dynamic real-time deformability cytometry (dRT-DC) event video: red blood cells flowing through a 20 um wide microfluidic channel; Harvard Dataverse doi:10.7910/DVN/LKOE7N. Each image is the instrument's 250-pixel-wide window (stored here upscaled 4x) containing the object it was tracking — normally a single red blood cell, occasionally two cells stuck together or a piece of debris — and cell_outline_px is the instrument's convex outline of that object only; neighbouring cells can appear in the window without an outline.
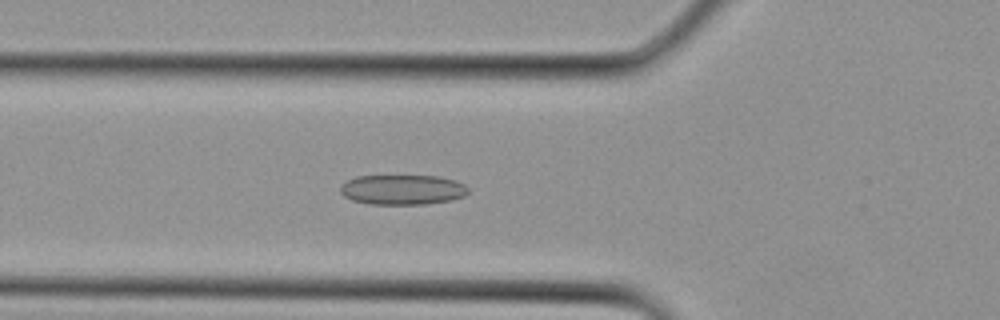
{"species": "Egyptian fruit bat (a non-hibernating species)", "species_latin": "Rousettus aegyptiacus", "temperature_condition": "cold", "stored_images_in_passage": 30, "camera_frame_rate_fps": 3000, "um_per_image_px": 0.085, "animal": {"sex": "female"}, "frame": {"image": 1, "passage_image": 10, "time_ms": 3.0, "image_size_px": [1000, 320], "cell_outline_px": [[468, 192], [464, 196], [452, 200], [428, 204], [368, 204], [352, 200], [344, 196], [340, 192], [340, 184], [356, 176], [440, 176], [456, 180], [464, 184], [468, 188]], "centroid_in_image_um": [34.22, 16.12], "position_along_channel_um": 91.6, "area_um2": 22.54}}
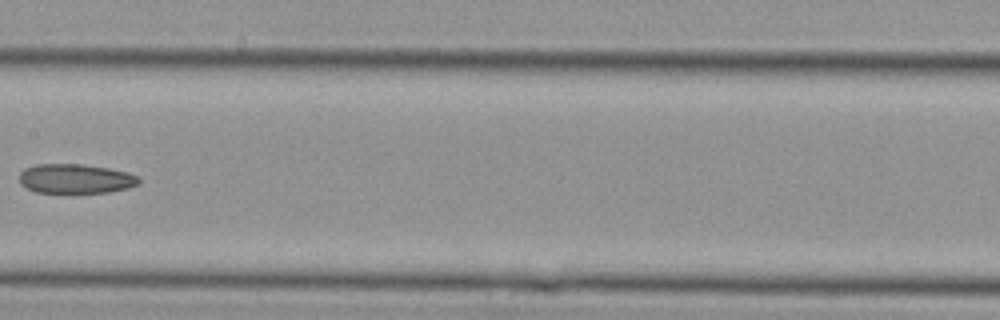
{"frame": {"image": 2, "passage_image": 15, "time_ms": 4.667, "image_size_px": [1000, 320], "cell_outline_px": [[140, 184], [128, 188], [108, 192], [36, 192], [24, 188], [20, 184], [20, 172], [24, 168], [36, 164], [80, 164], [108, 168], [128, 172], [136, 176], [140, 180]], "centroid_in_image_um": [6.4, 15.18], "position_along_channel_um": 201.0, "area_um2": 20.52}}
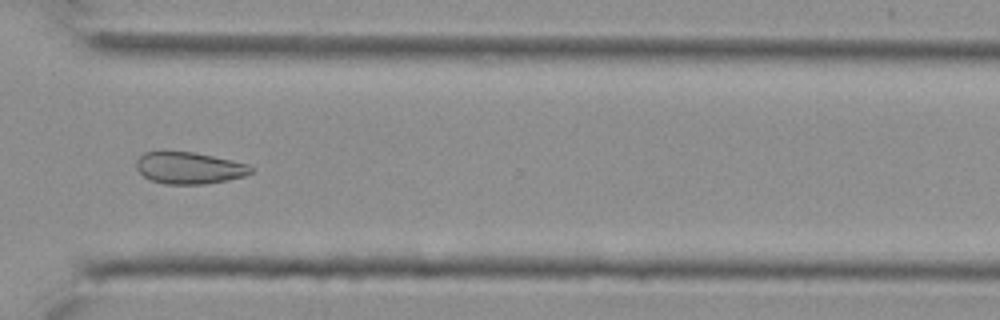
{"frame": {"image": 3, "passage_image": 22, "time_ms": 7.0, "image_size_px": [1000, 320], "cell_outline_px": [[252, 172], [244, 176], [228, 180], [204, 184], [164, 184], [152, 180], [144, 176], [136, 168], [136, 160], [144, 152], [192, 152], [232, 160], [248, 164], [252, 168]], "centroid_in_image_um": [16.08, 14.28], "position_along_channel_um": 354.5, "area_um2": 21.04}}